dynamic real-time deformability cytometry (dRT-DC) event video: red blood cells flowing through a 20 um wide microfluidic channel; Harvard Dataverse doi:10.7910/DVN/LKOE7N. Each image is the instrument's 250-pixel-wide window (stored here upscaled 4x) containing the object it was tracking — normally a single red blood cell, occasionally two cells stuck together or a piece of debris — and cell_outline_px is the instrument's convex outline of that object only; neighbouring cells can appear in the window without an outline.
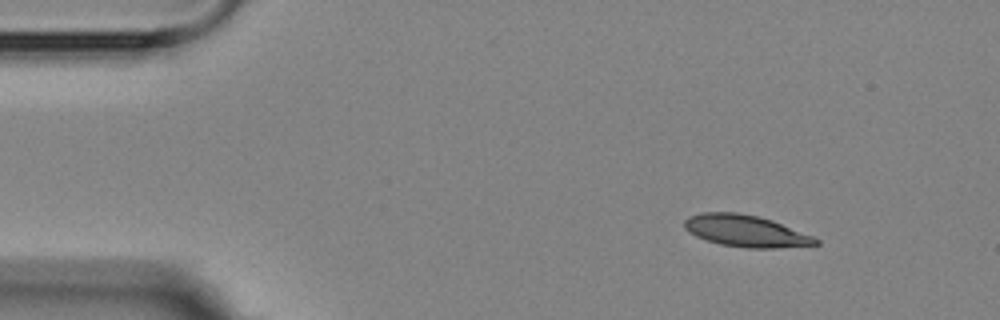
{"species": "Egyptian fruit bat (a non-hibernating species)", "species_latin": "Rousettus aegyptiacus", "temperature_condition": "room temperature", "stored_images_in_passage": 4, "camera_frame_rate_fps": 3000, "um_per_image_px": 0.085, "animal": {"sex": "female"}, "frame": {"image": 1, "passage_image": 1, "time_ms": 0.0, "image_size_px": [1000, 320], "cell_outline_px": [[820, 244], [776, 248], [748, 248], [720, 244], [696, 236], [688, 232], [684, 228], [684, 220], [688, 216], [700, 212], [740, 212], [772, 220], [812, 236], [820, 240]], "centroid_in_image_um": [63.35, 19.62], "position_along_channel_um": 21.6, "area_um2": 24.22}}
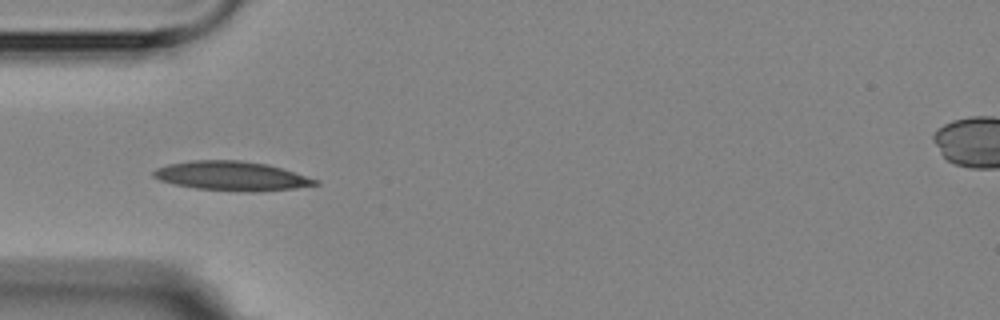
{"frame": {"image": 2, "passage_image": 4, "time_ms": 3.333, "image_size_px": [1000, 320], "cell_outline_px": [[320, 184], [292, 188], [256, 192], [252, 192], [196, 188], [176, 184], [160, 180], [152, 176], [152, 172], [156, 168], [168, 164], [192, 160], [240, 160], [268, 164], [320, 180]], "centroid_in_image_um": [19.7, 14.95], "position_along_channel_um": 65.3, "area_um2": 27.4}}